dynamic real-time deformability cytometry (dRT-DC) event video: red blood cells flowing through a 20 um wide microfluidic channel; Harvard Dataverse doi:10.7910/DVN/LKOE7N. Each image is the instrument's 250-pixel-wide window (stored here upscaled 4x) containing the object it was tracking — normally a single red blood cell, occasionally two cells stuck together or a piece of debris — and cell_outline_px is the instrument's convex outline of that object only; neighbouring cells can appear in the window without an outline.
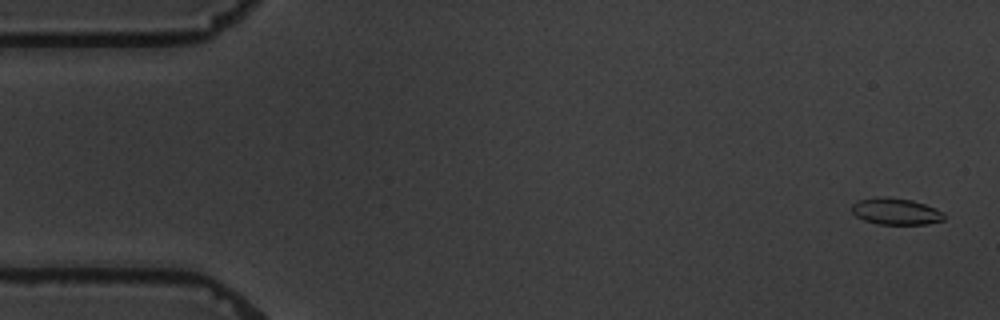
{"species": "common noctule bat (a hibernating species)", "species_latin": "Nyctalus noctula", "temperature_condition": "warm", "stored_images_in_passage": 5, "camera_frame_rate_fps": 3000, "um_per_image_px": 0.085, "animal": {"sex": "male", "body_mass_g": 19.5, "forearm_length_mm": 54.6}, "frame": {"image": 1, "passage_image": 1, "time_ms": 0.0, "image_size_px": [1000, 320], "cell_outline_px": [[944, 220], [928, 224], [876, 224], [864, 220], [856, 216], [852, 212], [852, 204], [856, 200], [888, 196], [912, 200], [936, 208], [944, 212]], "centroid_in_image_um": [76.15, 17.97], "position_along_channel_um": 8.9, "area_um2": 14.39}}
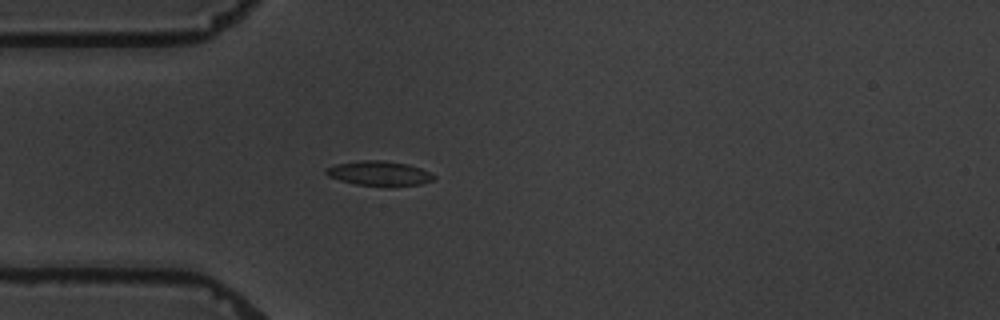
{"frame": {"image": 2, "passage_image": 5, "time_ms": 4.667, "image_size_px": [1000, 320], "cell_outline_px": [[436, 176], [432, 180], [420, 184], [388, 188], [356, 184], [340, 180], [328, 176], [324, 172], [324, 168], [336, 164], [360, 160], [384, 160], [408, 164], [432, 172]], "centroid_in_image_um": [32.24, 14.75], "position_along_channel_um": 52.8, "area_um2": 15.95}}